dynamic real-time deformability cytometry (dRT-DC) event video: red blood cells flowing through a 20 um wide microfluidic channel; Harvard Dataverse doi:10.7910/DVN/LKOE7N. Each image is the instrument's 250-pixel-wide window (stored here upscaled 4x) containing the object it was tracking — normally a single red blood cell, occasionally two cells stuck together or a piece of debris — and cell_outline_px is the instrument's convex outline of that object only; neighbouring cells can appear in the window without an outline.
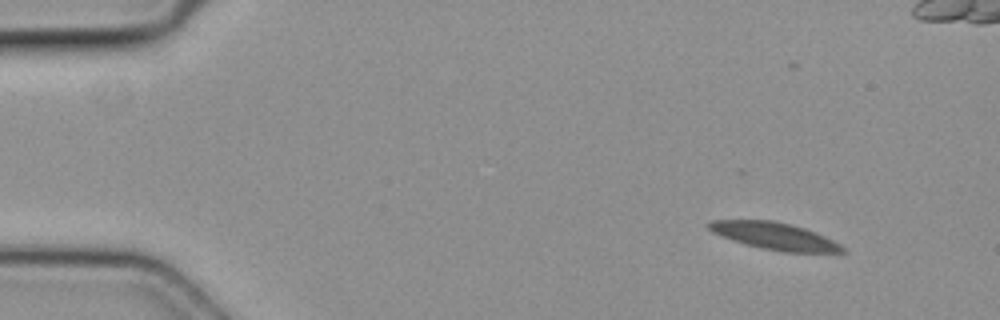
{"species": "common noctule bat (a hibernating species)", "species_latin": "Nyctalus noctula", "temperature_condition": "cold", "stored_images_in_passage": 5, "camera_frame_rate_fps": 3000, "um_per_image_px": 0.085, "animal": {"sex": "female", "body_mass_g": 19.3, "forearm_length_mm": 54.1}, "frame": {"image": 1, "passage_image": 1, "time_ms": 0.0, "image_size_px": [1000, 320], "cell_outline_px": [[848, 252], [836, 256], [784, 252], [760, 248], [732, 240], [720, 236], [712, 232], [704, 224], [708, 220], [772, 220], [804, 228], [816, 232], [840, 244]], "centroid_in_image_um": [65.95, 20.12], "position_along_channel_um": 19.0, "area_um2": 22.02}}